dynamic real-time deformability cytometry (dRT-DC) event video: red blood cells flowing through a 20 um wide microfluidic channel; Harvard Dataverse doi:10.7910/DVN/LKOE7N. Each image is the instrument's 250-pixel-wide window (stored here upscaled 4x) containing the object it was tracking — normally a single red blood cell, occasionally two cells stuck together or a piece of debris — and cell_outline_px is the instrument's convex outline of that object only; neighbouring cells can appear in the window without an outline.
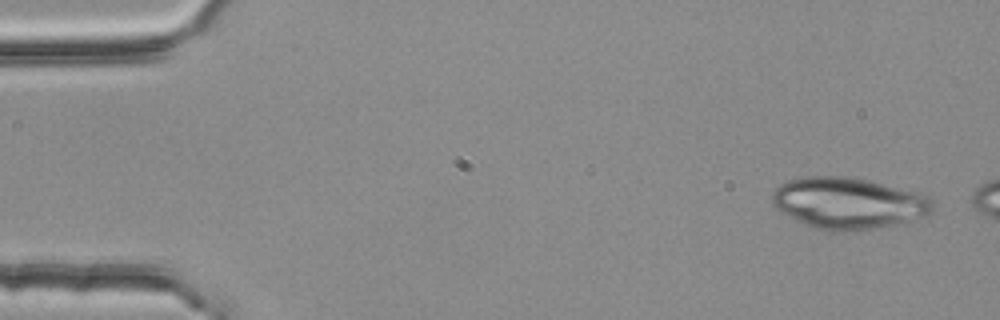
{"species": "common noctule bat (a hibernating species)", "species_latin": "Nyctalus noctula", "temperature_condition": "room temperature", "stored_images_in_passage": 3, "camera_frame_rate_fps": 3000, "um_per_image_px": 0.085, "animal": {"sex": "female", "body_mass_g": 25.1}, "frame": {"image": 1, "passage_image": 1, "time_ms": 0.0, "image_size_px": [1000, 320], "cell_outline_px": [[932, 212], [924, 216], [896, 224], [872, 228], [844, 232], [828, 232], [812, 228], [780, 212], [772, 204], [772, 192], [780, 184], [788, 180], [804, 176], [844, 176], [868, 180], [916, 192], [928, 196], [932, 200]], "centroid_in_image_um": [72.05, 17.27], "position_along_channel_um": 13.0, "area_um2": 48.15}}